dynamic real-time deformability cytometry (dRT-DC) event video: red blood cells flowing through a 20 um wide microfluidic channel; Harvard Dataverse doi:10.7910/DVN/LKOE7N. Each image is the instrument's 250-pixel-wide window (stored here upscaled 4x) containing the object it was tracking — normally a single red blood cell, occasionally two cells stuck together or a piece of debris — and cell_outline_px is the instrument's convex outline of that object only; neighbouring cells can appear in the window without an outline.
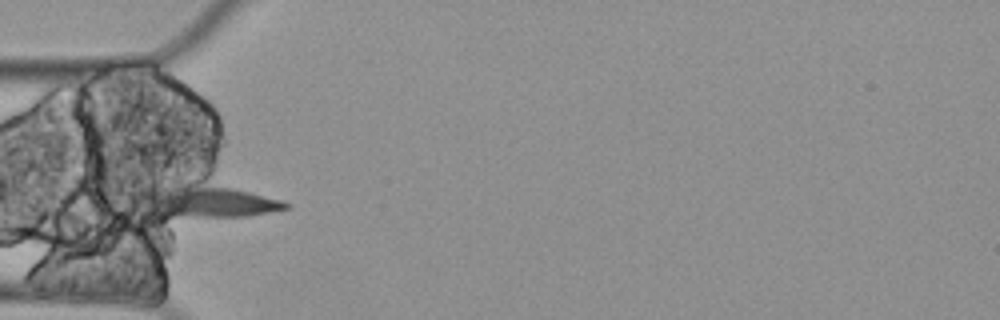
{"species": "Egyptian fruit bat (a non-hibernating species)", "species_latin": "Rousettus aegyptiacus", "temperature_condition": "cold", "stored_images_in_passage": 8, "camera_frame_rate_fps": 3000, "um_per_image_px": 0.085, "animal": {"sex": "female"}, "frame": {"image": 1, "passage_image": 3, "time_ms": 0.667, "image_size_px": [1000, 320], "cell_outline_px": [[292, 204], [288, 208], [248, 216], [168, 216], [128, 204], [128, 192], [188, 180], [192, 180], [232, 188], [284, 200]], "centroid_in_image_um": [17.27, 17.04], "position_along_channel_um": 67.7, "area_um2": 29.19}}
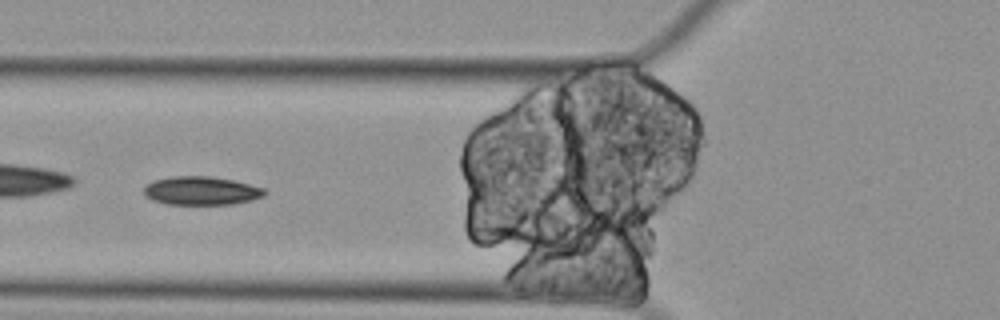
{"frame": {"image": 2, "passage_image": 4, "time_ms": 1.0, "image_size_px": [1000, 320], "cell_outline_px": [[264, 196], [252, 200], [232, 204], [168, 204], [152, 200], [144, 196], [144, 188], [152, 180], [172, 176], [208, 176], [232, 180], [264, 188]], "centroid_in_image_um": [17.07, 16.21], "position_along_channel_um": 108.7, "area_um2": 19.94}}
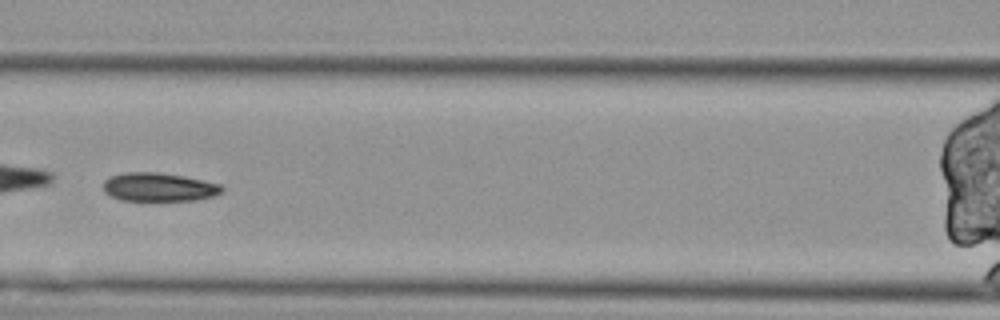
{"frame": {"image": 3, "passage_image": 5, "time_ms": 1.333, "image_size_px": [1000, 320], "cell_outline_px": [[224, 188], [220, 192], [212, 196], [196, 200], [124, 200], [112, 196], [104, 192], [104, 180], [108, 176], [124, 172], [160, 172], [184, 176], [220, 184]], "centroid_in_image_um": [13.47, 15.88], "position_along_channel_um": 153.1, "area_um2": 19.65}}